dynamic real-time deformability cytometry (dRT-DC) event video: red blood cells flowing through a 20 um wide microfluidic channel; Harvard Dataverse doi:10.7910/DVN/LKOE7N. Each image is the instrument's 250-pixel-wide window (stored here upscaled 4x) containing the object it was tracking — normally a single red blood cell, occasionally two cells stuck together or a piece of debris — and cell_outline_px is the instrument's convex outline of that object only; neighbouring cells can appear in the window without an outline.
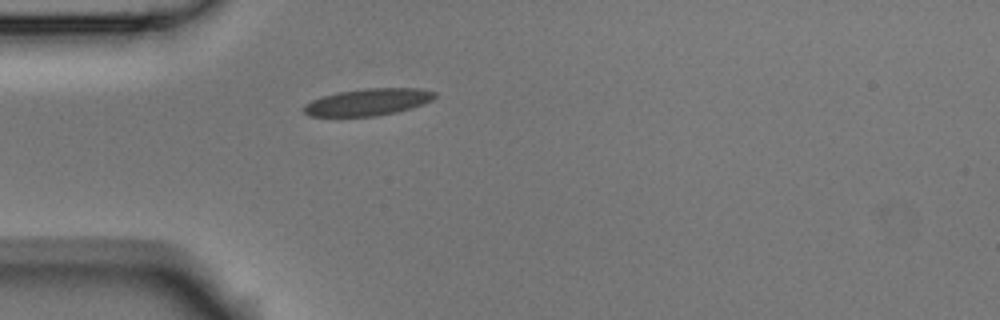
{"species": "Egyptian fruit bat (a non-hibernating species)", "species_latin": "Rousettus aegyptiacus", "temperature_condition": "room temperature", "stored_images_in_passage": 1, "camera_frame_rate_fps": 3000, "um_per_image_px": 0.085, "animal": {"sex": "male"}, "frame": {"image": 1, "passage_image": 1, "time_ms": 0.0, "image_size_px": [1000, 320], "cell_outline_px": [[436, 96], [432, 100], [424, 104], [412, 108], [396, 112], [376, 116], [308, 116], [300, 108], [304, 104], [312, 100], [336, 92], [368, 88], [420, 88], [436, 92]], "centroid_in_image_um": [31.28, 8.67], "position_along_channel_um": 53.7, "area_um2": 20.69}}